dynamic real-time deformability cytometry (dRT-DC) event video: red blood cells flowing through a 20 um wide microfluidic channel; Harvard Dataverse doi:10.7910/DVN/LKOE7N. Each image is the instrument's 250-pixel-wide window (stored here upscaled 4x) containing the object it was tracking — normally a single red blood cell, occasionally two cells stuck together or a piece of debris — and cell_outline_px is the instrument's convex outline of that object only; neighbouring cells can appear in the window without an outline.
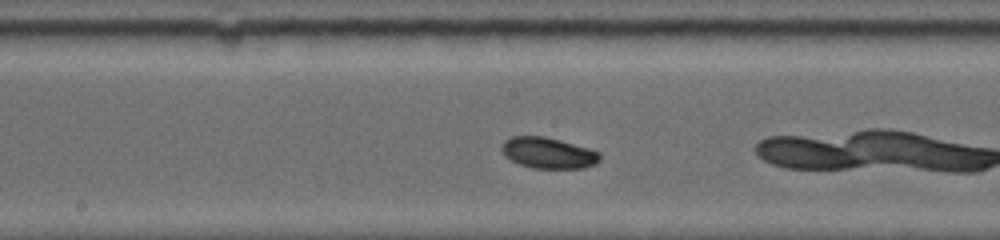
{"species": "common noctule bat (a hibernating species)", "species_latin": "Nyctalus noctula", "temperature_condition": "warm", "stored_images_in_passage": 19, "camera_frame_rate_fps": 4500, "um_per_image_px": 0.085, "animal": {"sex": "female", "body_mass_g": 19.0, "forearm_length_mm": 53.3}, "frame": {"image": 1, "passage_image": 7, "time_ms": 3.111, "image_size_px": [1000, 240], "cell_outline_px": [[600, 160], [596, 164], [584, 168], [532, 168], [520, 164], [504, 156], [500, 148], [500, 144], [504, 140], [512, 136], [544, 136], [592, 148], [600, 152]], "centroid_in_image_um": [46.61, 12.99], "position_along_channel_um": 201.6, "area_um2": 18.03}}